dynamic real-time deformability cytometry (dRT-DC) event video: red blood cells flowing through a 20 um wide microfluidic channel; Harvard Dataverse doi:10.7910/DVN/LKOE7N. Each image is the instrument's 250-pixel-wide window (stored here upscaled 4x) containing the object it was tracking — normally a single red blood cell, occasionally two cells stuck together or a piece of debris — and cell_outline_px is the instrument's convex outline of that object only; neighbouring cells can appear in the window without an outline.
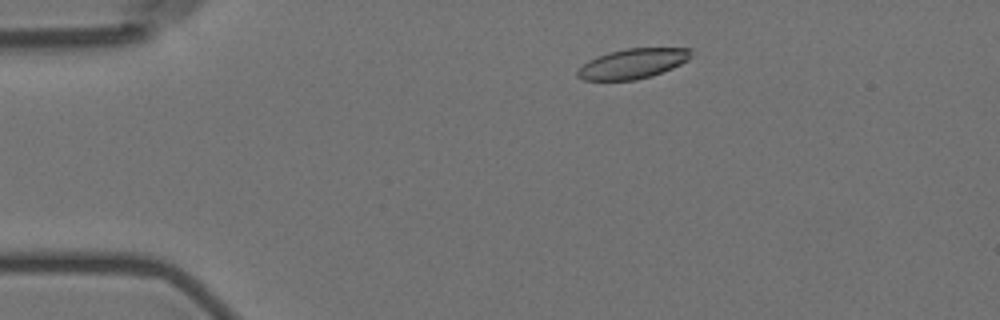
{"species": "Egyptian fruit bat (a non-hibernating species)", "species_latin": "Rousettus aegyptiacus", "temperature_condition": "room temperature", "stored_images_in_passage": 5, "camera_frame_rate_fps": 3000, "um_per_image_px": 0.085, "animal": {"sex": "female"}, "frame": {"image": 1, "passage_image": 2, "time_ms": 1.0, "image_size_px": [1000, 320], "cell_outline_px": [[692, 56], [688, 60], [672, 68], [652, 76], [636, 80], [584, 80], [576, 76], [576, 72], [588, 60], [596, 56], [608, 52], [628, 48], [692, 48]], "centroid_in_image_um": [53.79, 5.4], "position_along_channel_um": 31.2, "area_um2": 19.88}}
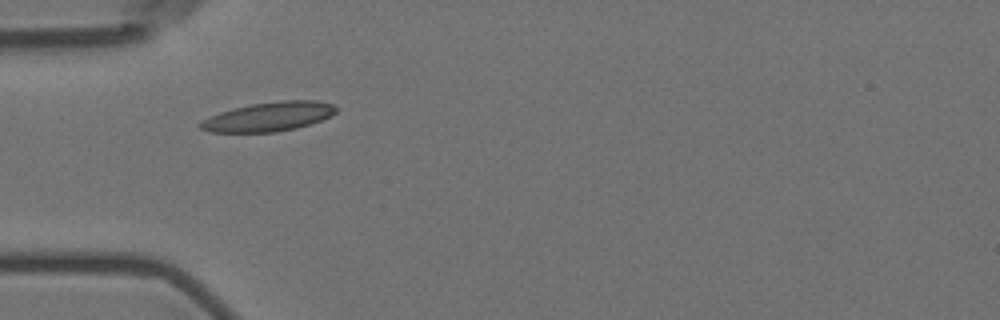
{"frame": {"image": 2, "passage_image": 4, "time_ms": 3.333, "image_size_px": [1000, 320], "cell_outline_px": [[336, 112], [332, 116], [296, 128], [276, 132], [208, 132], [200, 128], [196, 124], [200, 120], [220, 112], [252, 104], [280, 100], [312, 100], [332, 104], [336, 108]], "centroid_in_image_um": [22.8, 9.92], "position_along_channel_um": 62.2, "area_um2": 23.0}}
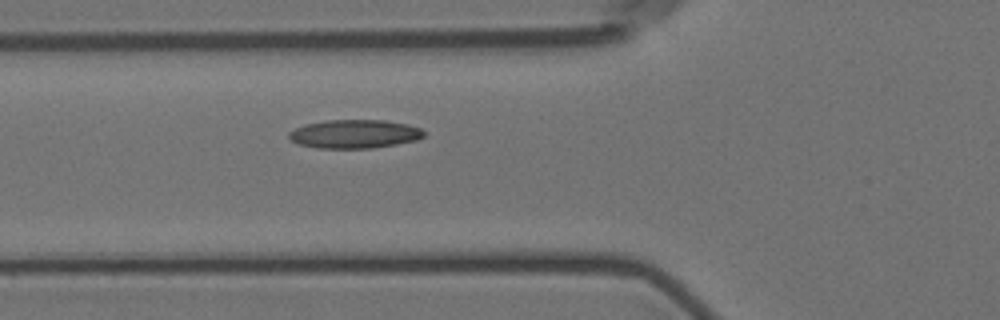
{"frame": {"image": 3, "passage_image": 5, "time_ms": 4.333, "image_size_px": [1000, 320], "cell_outline_px": [[424, 136], [416, 140], [396, 144], [372, 148], [316, 148], [300, 144], [292, 140], [288, 136], [288, 132], [296, 128], [308, 124], [328, 120], [384, 120], [408, 124], [420, 128], [424, 132]], "centroid_in_image_um": [30.15, 11.39], "position_along_channel_um": 95.6, "area_um2": 22.31}}